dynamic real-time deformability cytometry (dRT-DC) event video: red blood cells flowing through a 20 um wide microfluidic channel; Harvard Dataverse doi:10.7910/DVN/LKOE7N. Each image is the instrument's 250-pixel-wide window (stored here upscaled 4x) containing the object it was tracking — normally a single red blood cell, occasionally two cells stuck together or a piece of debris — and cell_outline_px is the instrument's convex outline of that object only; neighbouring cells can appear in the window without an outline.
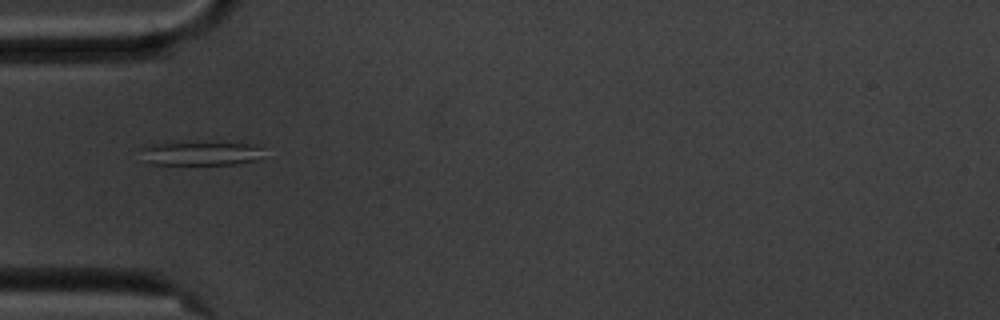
{"species": "common noctule bat (a hibernating species)", "species_latin": "Nyctalus noctula", "temperature_condition": "cold", "stored_images_in_passage": 40, "camera_frame_rate_fps": 3000, "um_per_image_px": 0.085, "animal": {"sex": "male", "body_mass_g": 20.1, "forearm_length_mm": 53.5}, "frame": {"image": 1, "passage_image": 1, "time_ms": 0.0, "image_size_px": [1000, 320], "cell_outline_px": [[264, 156], [256, 160], [236, 164], [148, 164], [144, 160], [140, 148], [152, 144], [256, 144], [260, 148]], "centroid_in_image_um": [17.06, 13.07], "position_along_channel_um": 67.9, "area_um2": 16.47}}
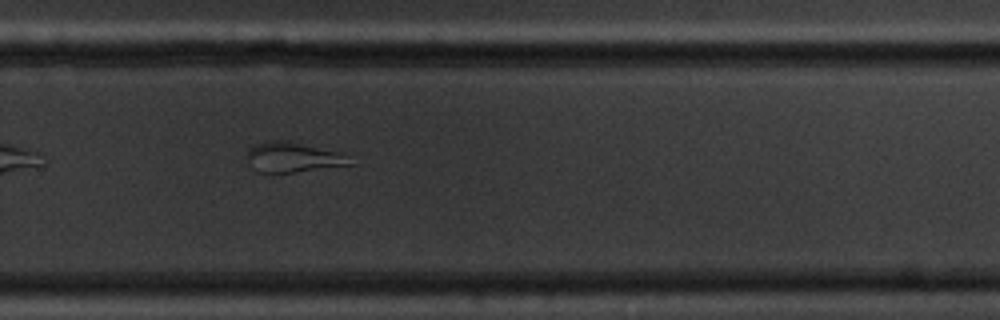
{"frame": {"image": 2, "passage_image": 21, "time_ms": 6.667, "image_size_px": [1000, 320], "cell_outline_px": [[356, 164], [292, 172], [256, 172], [248, 156], [248, 148], [252, 144], [272, 140], [288, 140], [340, 152]], "centroid_in_image_um": [24.91, 13.34], "position_along_channel_um": 304.9, "area_um2": 17.86}}
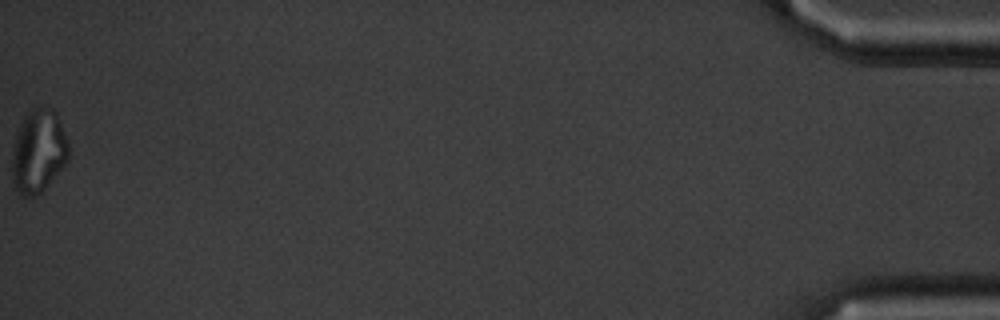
{"frame": {"image": 3, "passage_image": 40, "time_ms": 13.0, "image_size_px": [1000, 320], "cell_outline_px": [[68, 160], [44, 188], [36, 196], [24, 196], [16, 188], [12, 180], [12, 156], [16, 136], [20, 124], [24, 116], [32, 108], [52, 108], [56, 112], [68, 144]], "centroid_in_image_um": [3.25, 12.84], "position_along_channel_um": 431.9, "area_um2": 26.88}, "authors_computed_cell_mechanics": {"area_um2": 17.8602, "velocity_mm_per_s": 3.5495, "shape_relaxation_time_tau1_ms": null, "shape_relaxation_time_tau2_ms": 5.1816, "deformation_change_tau1": null, "deformation_change_tau2": 0.1264}}